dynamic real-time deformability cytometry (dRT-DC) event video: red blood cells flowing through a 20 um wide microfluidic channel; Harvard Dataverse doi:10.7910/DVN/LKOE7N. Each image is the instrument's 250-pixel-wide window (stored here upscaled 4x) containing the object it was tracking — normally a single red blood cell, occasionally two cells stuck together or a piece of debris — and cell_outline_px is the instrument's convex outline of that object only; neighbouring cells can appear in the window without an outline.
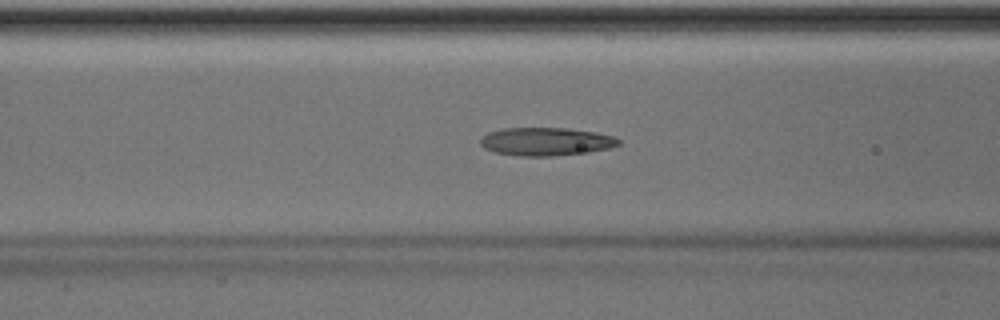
{"species": "Egyptian fruit bat (a non-hibernating species)", "species_latin": "Rousettus aegyptiacus", "temperature_condition": "room temperature", "stored_images_in_passage": 50, "camera_frame_rate_fps": 3000, "um_per_image_px": 0.085, "animal": {"sex": "male"}, "frame": {"image": 1, "passage_image": 20, "time_ms": 6.333, "image_size_px": [1000, 320], "cell_outline_px": [[620, 144], [608, 148], [588, 152], [552, 156], [520, 156], [496, 152], [484, 148], [480, 144], [480, 136], [488, 132], [504, 128], [568, 128], [596, 132], [612, 136], [620, 140]], "centroid_in_image_um": [46.38, 12.03], "position_along_channel_um": 120.2, "area_um2": 22.66}}
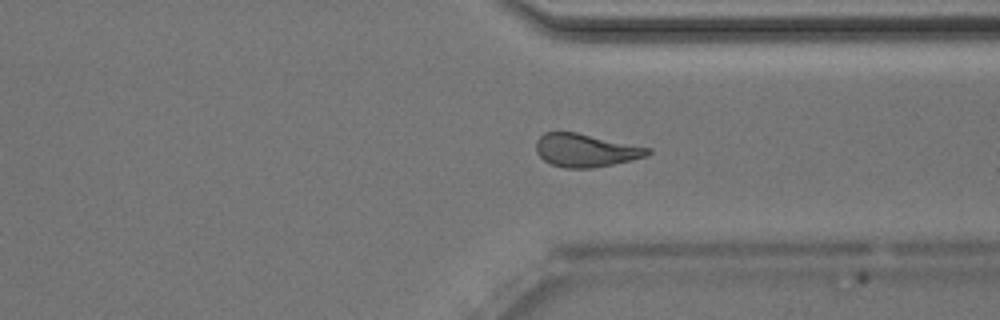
{"frame": {"image": 2, "passage_image": 38, "time_ms": 12.333, "image_size_px": [1000, 320], "cell_outline_px": [[652, 152], [648, 156], [632, 160], [592, 168], [564, 168], [552, 164], [544, 160], [536, 152], [536, 140], [544, 132], [576, 132], [652, 148]], "centroid_in_image_um": [49.8, 12.77], "position_along_channel_um": 361.6, "area_um2": 21.62}}
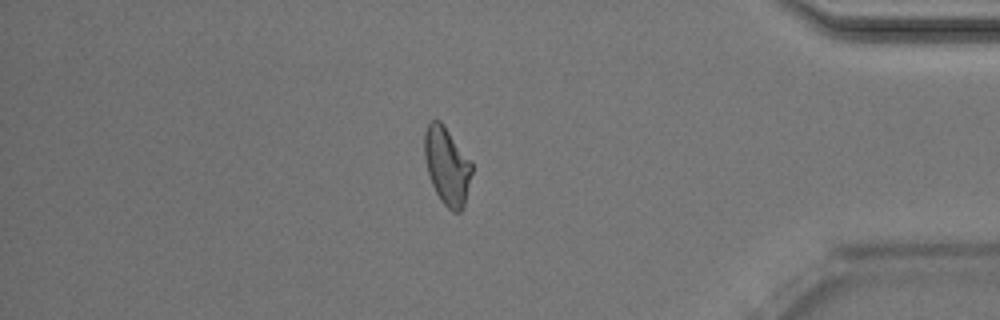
{"frame": {"image": 3, "passage_image": 43, "time_ms": 14.0, "image_size_px": [1000, 320], "cell_outline_px": [[472, 172], [464, 208], [460, 212], [452, 212], [440, 200], [432, 184], [428, 172], [424, 156], [424, 132], [428, 124], [432, 120], [440, 120], [444, 124], [472, 160]], "centroid_in_image_um": [38.01, 14.09], "position_along_channel_um": 397.2, "area_um2": 21.73}, "authors_computed_cell_mechanics": {"area_um2": 22.2241, "velocity_mm_per_s": 4.02, "shape_relaxation_time_tau1_ms": null, "shape_relaxation_time_tau2_ms": 3.0568, "deformation_change_tau1": null, "deformation_change_tau2": 0.1128}}